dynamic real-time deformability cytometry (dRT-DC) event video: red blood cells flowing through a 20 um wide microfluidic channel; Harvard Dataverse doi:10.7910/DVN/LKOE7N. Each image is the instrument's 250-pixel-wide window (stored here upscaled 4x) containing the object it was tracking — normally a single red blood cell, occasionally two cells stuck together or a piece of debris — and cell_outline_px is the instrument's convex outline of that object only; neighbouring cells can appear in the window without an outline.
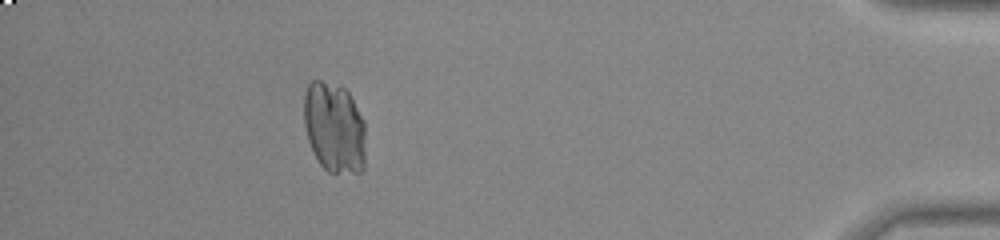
{"species": "common noctule bat (a hibernating species)", "species_latin": "Nyctalus noctula", "temperature_condition": "room temperature", "stored_images_in_passage": 53, "camera_frame_rate_fps": 3000, "um_per_image_px": 0.085, "animal": {"sex": "male", "body_mass_g": 20.0, "forearm_length_mm": 53.3}, "frame": {"image": 1, "passage_image": 48, "time_ms": 15.667, "image_size_px": [1000, 240], "cell_outline_px": [[364, 168], [360, 172], [328, 172], [320, 164], [308, 140], [304, 124], [304, 92], [308, 84], [312, 80], [320, 80], [344, 88], [348, 92], [364, 120]], "centroid_in_image_um": [28.4, 10.83], "position_along_channel_um": 406.8, "area_um2": 32.43}}